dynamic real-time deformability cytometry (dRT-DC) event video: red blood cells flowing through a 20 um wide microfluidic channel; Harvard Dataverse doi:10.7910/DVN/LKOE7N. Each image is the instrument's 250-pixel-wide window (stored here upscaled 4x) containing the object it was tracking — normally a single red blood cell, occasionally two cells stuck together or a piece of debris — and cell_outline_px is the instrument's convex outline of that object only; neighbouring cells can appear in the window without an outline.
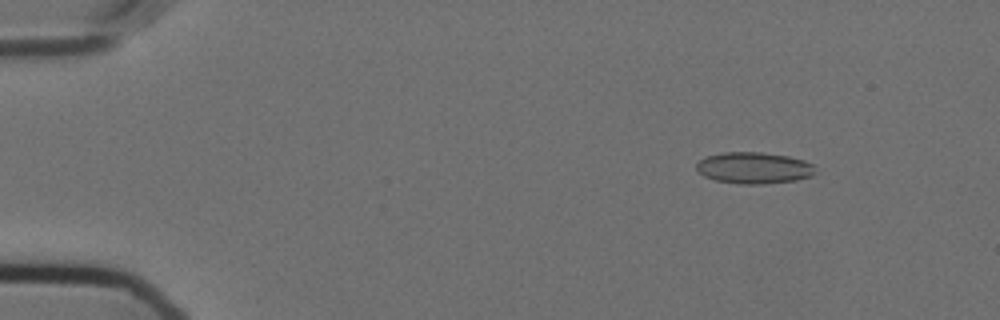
{"species": "Egyptian fruit bat (a non-hibernating species)", "species_latin": "Rousettus aegyptiacus", "temperature_condition": "cold", "stored_images_in_passage": 56, "camera_frame_rate_fps": 3000, "um_per_image_px": 0.085, "animal": {"sex": "female"}, "frame": {"image": 1, "passage_image": 7, "time_ms": 2.0, "image_size_px": [1000, 320], "cell_outline_px": [[816, 172], [812, 176], [796, 180], [764, 184], [740, 184], [716, 180], [704, 176], [696, 168], [696, 164], [700, 160], [708, 156], [724, 152], [760, 152], [788, 156], [804, 160], [812, 164]], "centroid_in_image_um": [64.11, 14.27], "position_along_channel_um": 20.9, "area_um2": 21.73}}
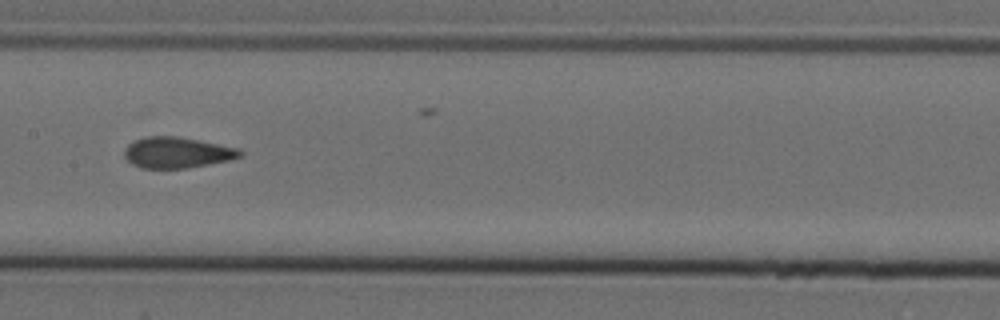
{"frame": {"image": 2, "passage_image": 29, "time_ms": 9.333, "image_size_px": [1000, 320], "cell_outline_px": [[244, 156], [228, 160], [208, 164], [184, 168], [140, 168], [132, 164], [124, 156], [124, 148], [128, 144], [144, 136], [180, 136], [240, 148], [244, 152]], "centroid_in_image_um": [15.07, 12.95], "position_along_channel_um": 192.3, "area_um2": 21.04}}
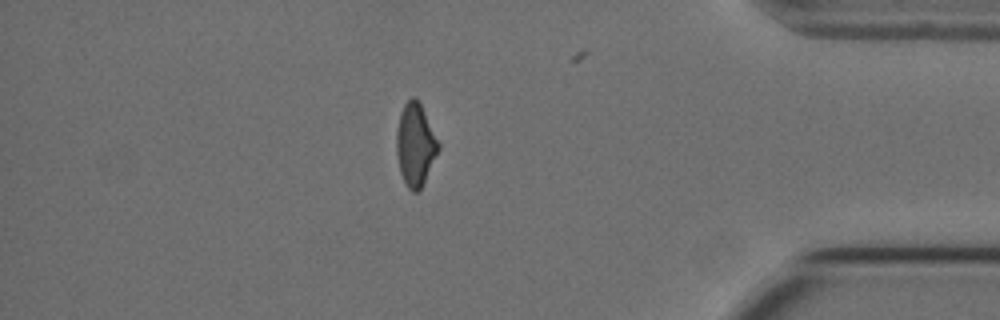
{"frame": {"image": 3, "passage_image": 49, "time_ms": 16.0, "image_size_px": [1000, 320], "cell_outline_px": [[440, 148], [420, 188], [416, 192], [412, 192], [404, 184], [400, 172], [396, 152], [396, 132], [400, 112], [404, 104], [412, 96], [416, 96], [440, 144]], "centroid_in_image_um": [35.28, 12.29], "position_along_channel_um": 399.9, "area_um2": 20.0}, "authors_computed_cell_mechanics": {"area_um2": 21.1548, "velocity_mm_per_s": 3.5956, "shape_relaxation_time_tau1_ms": null, "shape_relaxation_time_tau2_ms": 1.2696, "deformation_change_tau1": null, "deformation_change_tau2": 0.0641}}